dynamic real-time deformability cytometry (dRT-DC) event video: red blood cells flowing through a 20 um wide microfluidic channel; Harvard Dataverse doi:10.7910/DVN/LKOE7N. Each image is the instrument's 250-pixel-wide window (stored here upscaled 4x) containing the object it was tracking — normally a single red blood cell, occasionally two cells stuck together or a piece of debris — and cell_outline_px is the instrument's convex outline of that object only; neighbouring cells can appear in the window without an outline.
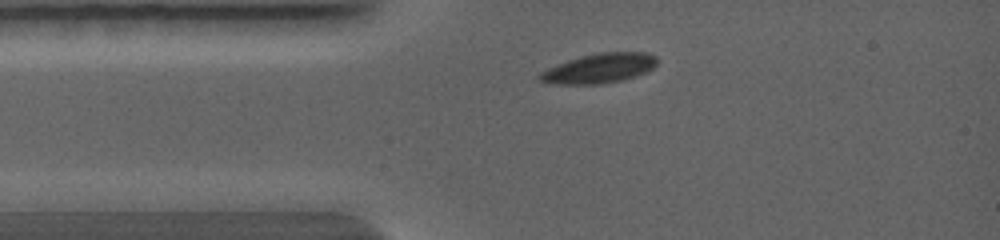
{"species": "common noctule bat (a hibernating species)", "species_latin": "Nyctalus noctula", "temperature_condition": "warm", "stored_images_in_passage": 52, "camera_frame_rate_fps": 5000, "um_per_image_px": 0.085, "animal": {"sex": "female", "body_mass_g": 19.0, "forearm_length_mm": 56.7}, "frame": {"image": 1, "passage_image": 1, "time_ms": 0.0, "image_size_px": [1000, 240], "cell_outline_px": [[660, 60], [652, 68], [636, 76], [620, 80], [600, 84], [556, 84], [540, 80], [536, 76], [540, 72], [548, 68], [568, 60], [580, 56], [600, 52], [648, 52], [656, 56]], "centroid_in_image_um": [50.95, 5.79], "position_along_channel_um": 34.0, "area_um2": 20.23}}
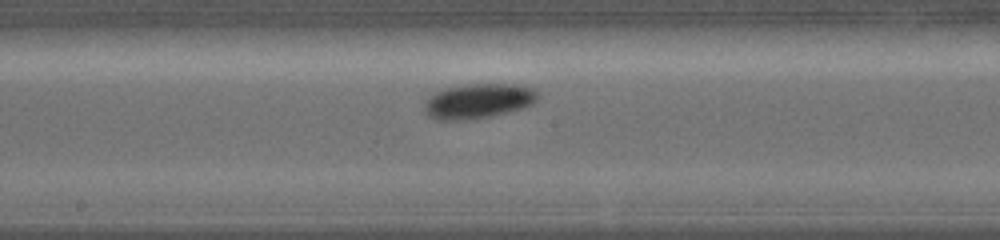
{"frame": {"image": 2, "passage_image": 24, "time_ms": 3.4, "image_size_px": [1000, 240], "cell_outline_px": [[536, 100], [532, 104], [524, 108], [492, 116], [460, 120], [436, 120], [428, 116], [424, 112], [424, 104], [436, 92], [444, 88], [464, 84], [516, 84], [532, 88], [536, 92]], "centroid_in_image_um": [40.63, 8.59], "position_along_channel_um": 207.6, "area_um2": 22.95}}
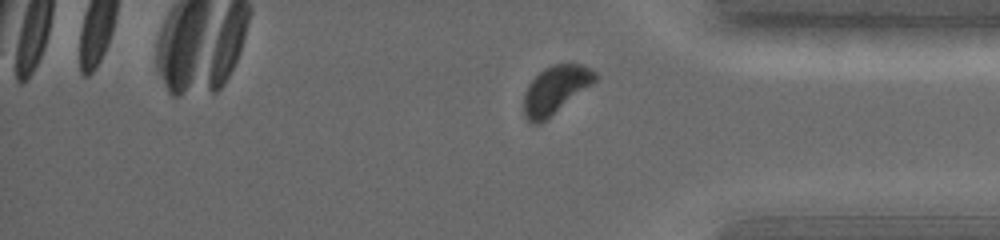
{"frame": {"image": 3, "passage_image": 46, "time_ms": 6.8, "image_size_px": [1000, 240], "cell_outline_px": [[600, 76], [596, 80], [540, 124], [528, 124], [524, 116], [524, 96], [528, 84], [544, 68], [552, 64], [580, 64], [596, 72]], "centroid_in_image_um": [47.18, 7.64], "position_along_channel_um": 388.0, "area_um2": 19.59}}